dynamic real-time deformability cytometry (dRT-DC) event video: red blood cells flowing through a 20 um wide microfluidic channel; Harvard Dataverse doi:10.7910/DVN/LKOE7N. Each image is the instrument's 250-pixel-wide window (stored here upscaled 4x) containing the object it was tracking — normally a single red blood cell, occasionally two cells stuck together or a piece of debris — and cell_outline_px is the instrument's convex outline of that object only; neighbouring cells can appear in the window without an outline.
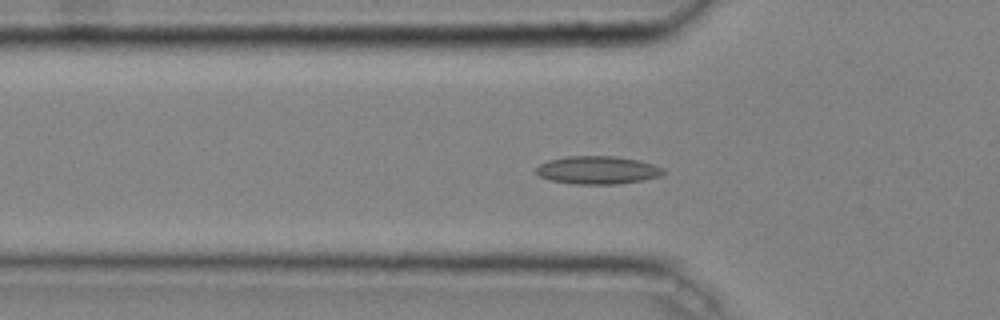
{"species": "common noctule bat (a hibernating species)", "species_latin": "Nyctalus noctula", "temperature_condition": "cold", "stored_images_in_passage": 45, "camera_frame_rate_fps": 3000, "um_per_image_px": 0.085, "animal": {"sex": "male", "body_mass_g": 20.4}, "frame": {"image": 1, "passage_image": 14, "time_ms": 4.333, "image_size_px": [1000, 320], "cell_outline_px": [[664, 172], [660, 176], [640, 180], [616, 184], [576, 184], [552, 180], [540, 176], [536, 172], [536, 168], [540, 164], [548, 160], [568, 156], [616, 156], [640, 160], [664, 168]], "centroid_in_image_um": [50.8, 14.44], "position_along_channel_um": 75.0, "area_um2": 20.58}}
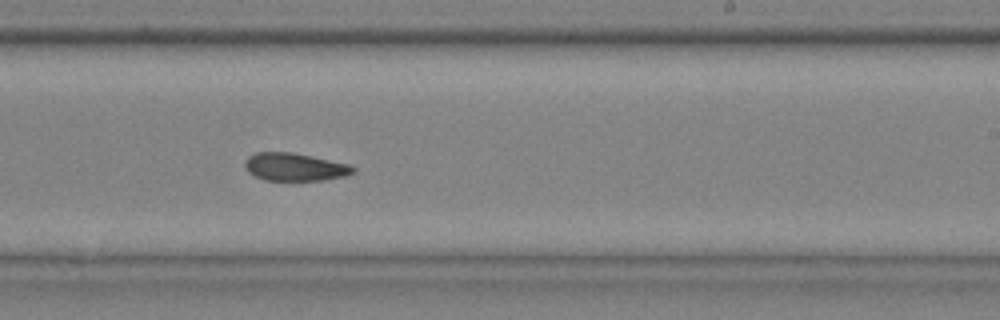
{"frame": {"image": 2, "passage_image": 28, "time_ms": 9.0, "image_size_px": [1000, 320], "cell_outline_px": [[356, 172], [344, 176], [324, 180], [264, 180], [248, 172], [244, 164], [244, 160], [248, 156], [256, 152], [292, 152], [352, 164], [356, 168]], "centroid_in_image_um": [25.08, 14.18], "position_along_channel_um": 263.9, "area_um2": 17.74}}
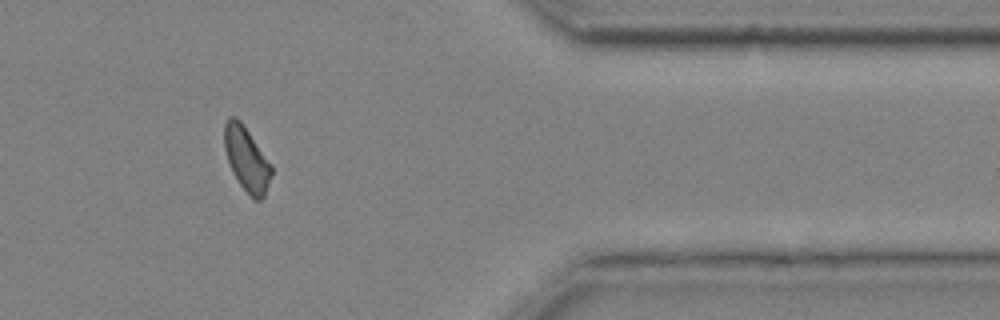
{"frame": {"image": 3, "passage_image": 39, "time_ms": 12.667, "image_size_px": [1000, 320], "cell_outline_px": [[272, 172], [264, 196], [260, 200], [252, 200], [240, 184], [232, 172], [224, 148], [224, 124], [228, 116], [236, 116], [240, 120], [272, 164]], "centroid_in_image_um": [20.95, 13.51], "position_along_channel_um": 390.4, "area_um2": 17.69}, "authors_computed_cell_mechanics": {"area_um2": 18.0336, "velocity_mm_per_s": 4.0522, "shape_relaxation_time_tau1_ms": null, "shape_relaxation_time_tau2_ms": 3.566, "deformation_change_tau1": null, "deformation_change_tau2": 0.0951}}